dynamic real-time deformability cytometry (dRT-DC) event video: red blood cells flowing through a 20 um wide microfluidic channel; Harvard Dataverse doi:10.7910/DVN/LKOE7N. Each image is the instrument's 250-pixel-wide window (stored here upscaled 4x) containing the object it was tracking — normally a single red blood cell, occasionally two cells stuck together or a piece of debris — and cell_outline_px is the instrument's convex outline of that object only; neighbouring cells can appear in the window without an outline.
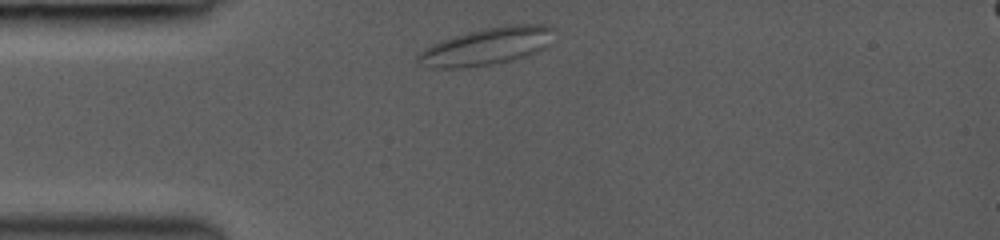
{"species": "common noctule bat (a hibernating species)", "species_latin": "Nyctalus noctula", "temperature_condition": "room temperature", "stored_images_in_passage": 25, "camera_frame_rate_fps": 3000, "um_per_image_px": 0.085, "animal": {"sex": "female", "body_mass_g": 19.0, "forearm_length_mm": 53.3}, "frame": {"image": 1, "passage_image": 1, "time_ms": 0.0, "image_size_px": [1000, 240], "cell_outline_px": [[552, 44], [528, 56], [512, 60], [492, 64], [468, 68], [428, 68], [420, 64], [416, 60], [416, 56], [424, 48], [440, 40], [468, 32], [508, 24], [552, 24]], "centroid_in_image_um": [41.38, 3.95], "position_along_channel_um": 43.6, "area_um2": 29.94}}
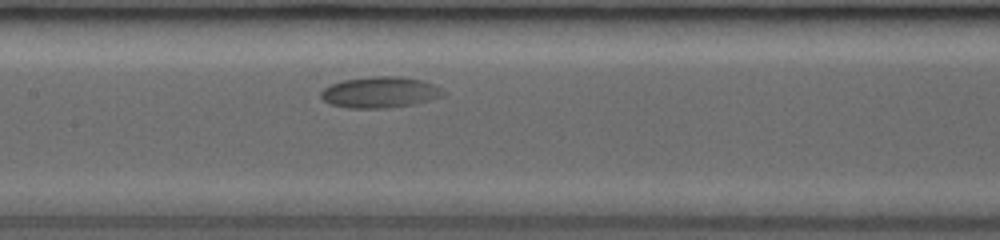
{"frame": {"image": 2, "passage_image": 10, "time_ms": 4.0, "image_size_px": [1000, 240], "cell_outline_px": [[444, 96], [416, 104], [388, 108], [348, 108], [328, 104], [320, 96], [320, 92], [324, 88], [332, 84], [344, 80], [372, 76], [400, 76], [424, 80], [444, 88]], "centroid_in_image_um": [32.34, 7.85], "position_along_channel_um": 175.1, "area_um2": 22.48}}
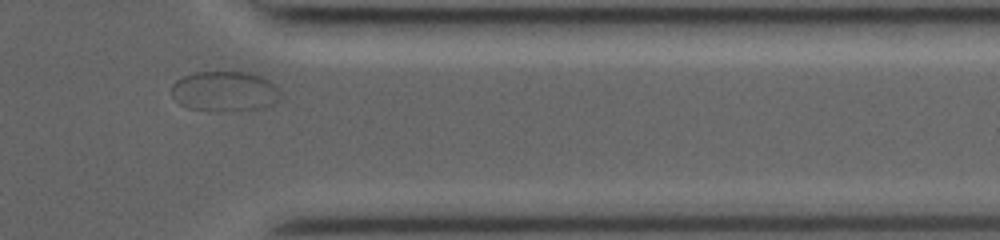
{"frame": {"image": 3, "passage_image": 22, "time_ms": 9.667, "image_size_px": [1000, 240], "cell_outline_px": [[280, 100], [276, 104], [260, 108], [232, 112], [216, 112], [188, 108], [180, 104], [172, 96], [172, 84], [176, 80], [192, 72], [248, 72], [260, 76], [276, 84], [280, 92]], "centroid_in_image_um": [19.12, 7.78], "position_along_channel_um": 392.3, "area_um2": 26.07}, "authors_computed_cell_mechanics": {"area_um2": 22.6576, "velocity_mm_per_s": 3.8072, "shape_relaxation_time_tau1_ms": 2.6755, "shape_relaxation_time_tau2_ms": null, "deformation_change_tau1": 0.0584, "deformation_change_tau2": null}}